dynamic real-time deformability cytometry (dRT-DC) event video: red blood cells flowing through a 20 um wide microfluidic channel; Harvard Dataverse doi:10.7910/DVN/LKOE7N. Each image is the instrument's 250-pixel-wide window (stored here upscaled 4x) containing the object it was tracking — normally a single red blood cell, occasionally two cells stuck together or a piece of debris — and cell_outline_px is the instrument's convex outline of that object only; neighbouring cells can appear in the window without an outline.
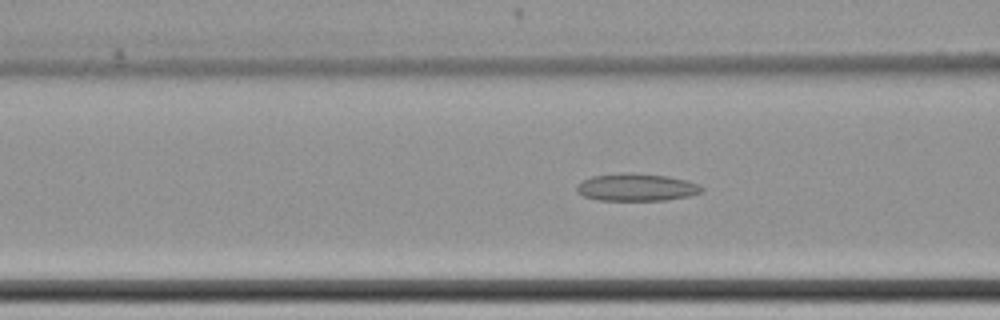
{"species": "common noctule bat (a hibernating species)", "species_latin": "Nyctalus noctula", "temperature_condition": "cold", "stored_images_in_passage": 64, "camera_frame_rate_fps": 3000, "um_per_image_px": 0.085, "animal": {"sex": "female", "body_mass_g": 22.7, "forearm_length_mm": 54.2}, "frame": {"image": 1, "passage_image": 29, "time_ms": 9.333, "image_size_px": [1000, 320], "cell_outline_px": [[704, 192], [692, 196], [668, 200], [600, 200], [584, 196], [576, 192], [576, 184], [592, 176], [624, 172], [632, 172], [668, 176], [688, 180], [704, 188]], "centroid_in_image_um": [54.13, 15.91], "position_along_channel_um": 112.5, "area_um2": 20.29}}
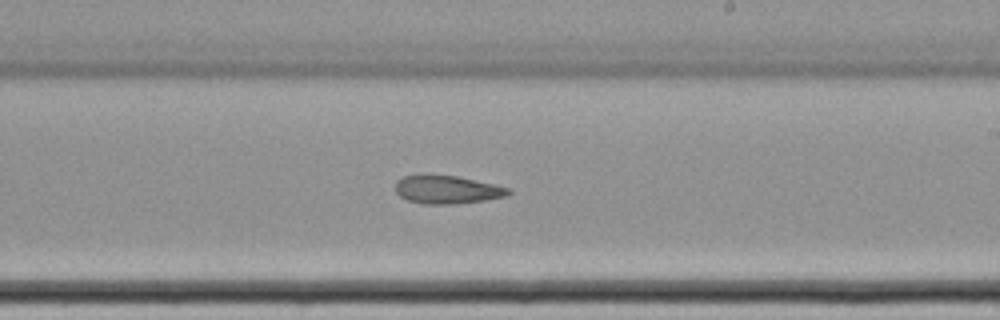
{"frame": {"image": 2, "passage_image": 41, "time_ms": 13.333, "image_size_px": [1000, 320], "cell_outline_px": [[512, 192], [508, 196], [484, 200], [452, 204], [424, 204], [408, 200], [400, 196], [396, 192], [396, 180], [404, 176], [424, 172], [428, 172], [456, 176], [492, 184], [508, 188]], "centroid_in_image_um": [37.94, 16.08], "position_along_channel_um": 251.1, "area_um2": 18.9}}
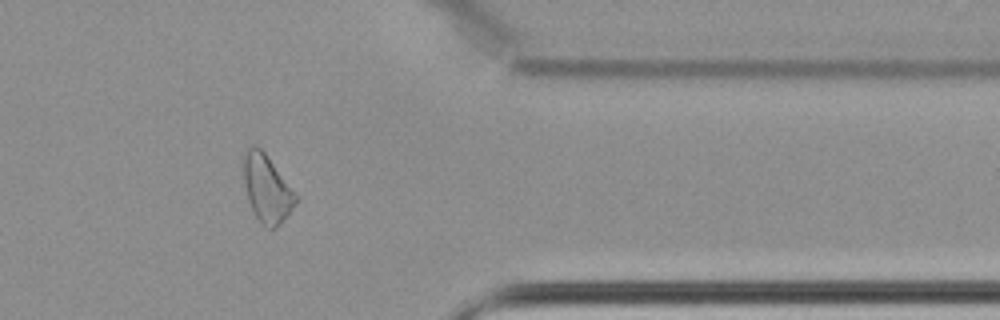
{"frame": {"image": 3, "passage_image": 54, "time_ms": 17.667, "image_size_px": [1000, 320], "cell_outline_px": [[300, 200], [280, 224], [276, 228], [268, 228], [260, 224], [248, 200], [244, 184], [244, 152], [248, 148], [256, 144], [264, 152], [300, 196]], "centroid_in_image_um": [22.73, 16.05], "position_along_channel_um": 388.7, "area_um2": 20.75}, "authors_computed_cell_mechanics": {"area_um2": 21.6172, "velocity_mm_per_s": 3.4653, "shape_relaxation_time_tau1_ms": null, "shape_relaxation_time_tau2_ms": 8.7894, "deformation_change_tau1": null, "deformation_change_tau2": 0.1739}}